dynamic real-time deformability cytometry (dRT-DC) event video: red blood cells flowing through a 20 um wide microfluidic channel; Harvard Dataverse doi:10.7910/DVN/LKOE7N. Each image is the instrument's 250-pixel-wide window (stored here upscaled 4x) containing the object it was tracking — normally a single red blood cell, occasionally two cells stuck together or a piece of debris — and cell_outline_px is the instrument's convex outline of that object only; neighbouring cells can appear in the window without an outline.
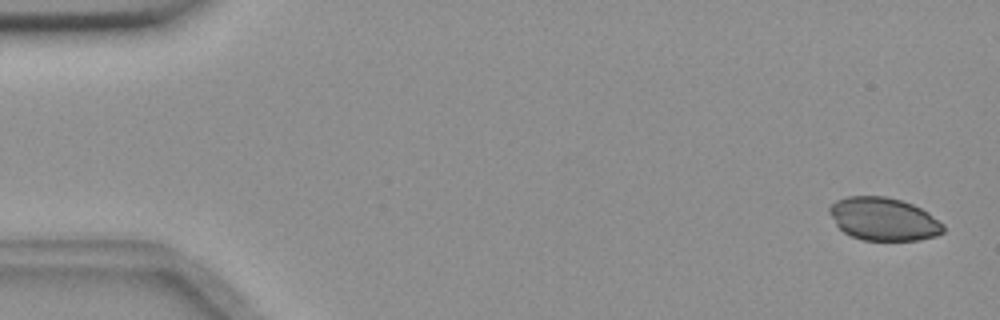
{"species": "common noctule bat (a hibernating species)", "species_latin": "Nyctalus noctula", "temperature_condition": "room temperature", "stored_images_in_passage": 55, "camera_frame_rate_fps": 3000, "um_per_image_px": 0.085, "animal": {"sex": "female", "body_mass_g": 18.4}, "frame": {"image": 1, "passage_image": 2, "time_ms": 0.333, "image_size_px": [1000, 320], "cell_outline_px": [[944, 232], [936, 236], [920, 240], [860, 240], [844, 232], [836, 224], [828, 212], [828, 208], [836, 200], [848, 196], [884, 196], [900, 200], [912, 204], [928, 212], [944, 224]], "centroid_in_image_um": [75.11, 18.62], "position_along_channel_um": 9.9, "area_um2": 28.55}}
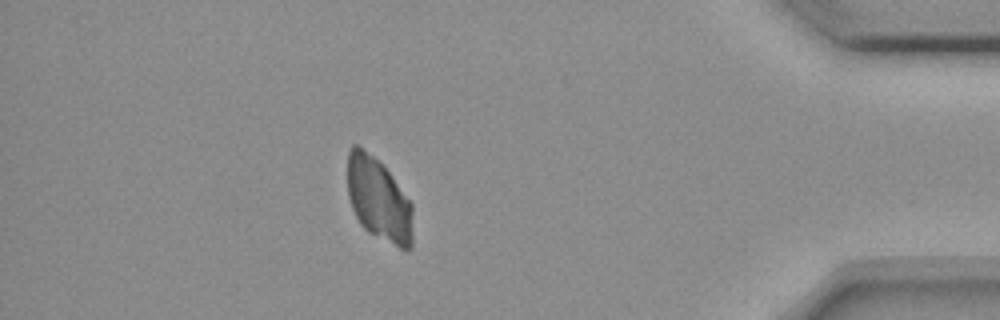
{"frame": {"image": 2, "passage_image": 49, "time_ms": 16.0, "image_size_px": [1000, 320], "cell_outline_px": [[412, 248], [400, 248], [368, 232], [360, 224], [352, 208], [348, 196], [348, 148], [352, 144], [356, 144], [372, 156], [388, 172], [412, 204]], "centroid_in_image_um": [32.17, 16.97], "position_along_channel_um": 403.0, "area_um2": 31.21}}